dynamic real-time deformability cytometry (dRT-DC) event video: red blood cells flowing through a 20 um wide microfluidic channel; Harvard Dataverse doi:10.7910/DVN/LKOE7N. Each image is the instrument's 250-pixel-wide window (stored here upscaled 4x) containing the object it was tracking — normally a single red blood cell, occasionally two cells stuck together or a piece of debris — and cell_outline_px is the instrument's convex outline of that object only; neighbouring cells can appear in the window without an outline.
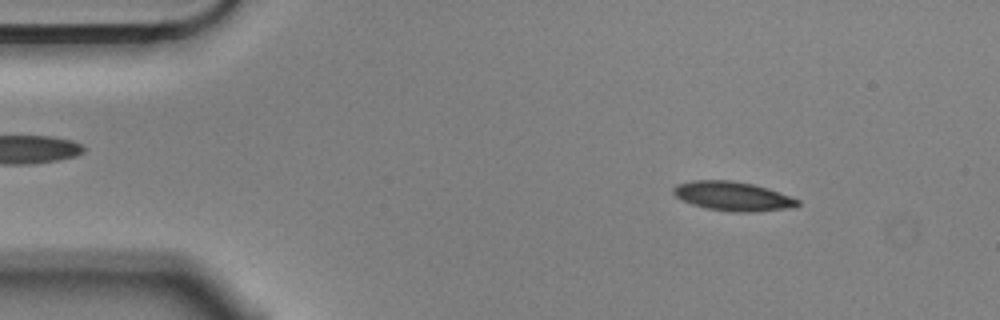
{"species": "Egyptian fruit bat (a non-hibernating species)", "species_latin": "Rousettus aegyptiacus", "temperature_condition": "cold", "stored_images_in_passage": 3, "camera_frame_rate_fps": 3000, "um_per_image_px": 0.085, "animal": {"sex": "male"}, "frame": {"image": 1, "passage_image": 1, "time_ms": 0.0, "image_size_px": [1000, 320], "cell_outline_px": [[800, 204], [796, 208], [752, 212], [732, 212], [708, 208], [692, 204], [680, 200], [672, 192], [672, 188], [676, 184], [692, 180], [728, 180], [752, 184], [768, 188], [800, 200]], "centroid_in_image_um": [62.29, 16.68], "position_along_channel_um": 22.7, "area_um2": 21.27}}